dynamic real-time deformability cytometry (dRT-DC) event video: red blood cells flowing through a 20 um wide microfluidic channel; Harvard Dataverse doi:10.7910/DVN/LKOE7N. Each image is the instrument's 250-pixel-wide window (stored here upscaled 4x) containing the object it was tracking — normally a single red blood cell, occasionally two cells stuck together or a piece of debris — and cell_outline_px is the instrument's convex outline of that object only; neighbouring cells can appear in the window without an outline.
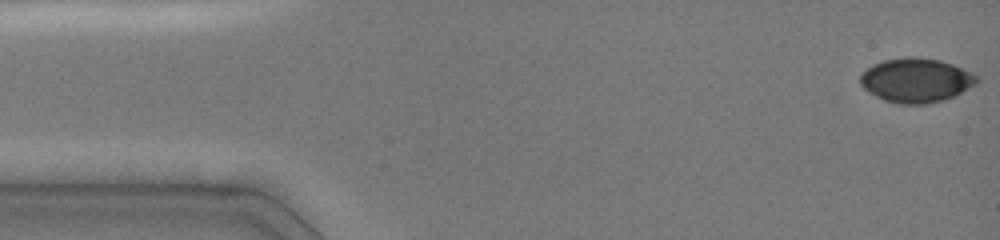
{"species": "common noctule bat (a hibernating species)", "species_latin": "Nyctalus noctula", "temperature_condition": "cold", "stored_images_in_passage": 7, "camera_frame_rate_fps": 3000, "um_per_image_px": 0.085, "animal": {"sex": "female", "body_mass_g": 19.0, "forearm_length_mm": 51.5}, "frame": {"image": 1, "passage_image": 1, "time_ms": 0.0, "image_size_px": [1000, 240], "cell_outline_px": [[980, 80], [976, 84], [956, 96], [944, 100], [928, 104], [900, 104], [884, 100], [868, 92], [860, 84], [860, 72], [872, 64], [884, 60], [904, 56], [916, 56], [940, 60], [952, 64], [972, 72]], "centroid_in_image_um": [77.86, 6.82], "position_along_channel_um": 7.1, "area_um2": 30.52}}
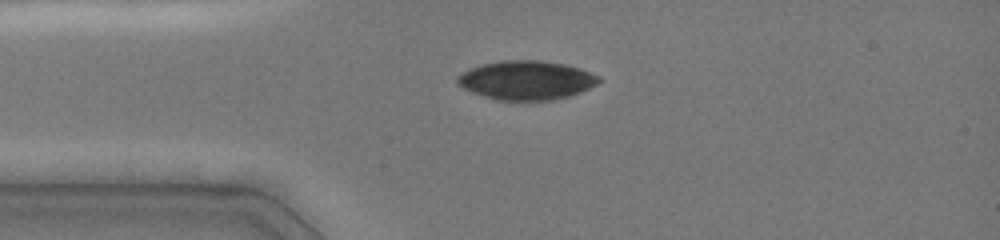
{"frame": {"image": 2, "passage_image": 5, "time_ms": 3.333, "image_size_px": [1000, 240], "cell_outline_px": [[604, 80], [580, 92], [568, 96], [552, 100], [496, 100], [472, 92], [464, 88], [456, 80], [456, 76], [480, 64], [500, 60], [540, 60], [564, 64], [580, 68], [600, 76]], "centroid_in_image_um": [44.76, 6.81], "position_along_channel_um": 40.2, "area_um2": 32.08}}